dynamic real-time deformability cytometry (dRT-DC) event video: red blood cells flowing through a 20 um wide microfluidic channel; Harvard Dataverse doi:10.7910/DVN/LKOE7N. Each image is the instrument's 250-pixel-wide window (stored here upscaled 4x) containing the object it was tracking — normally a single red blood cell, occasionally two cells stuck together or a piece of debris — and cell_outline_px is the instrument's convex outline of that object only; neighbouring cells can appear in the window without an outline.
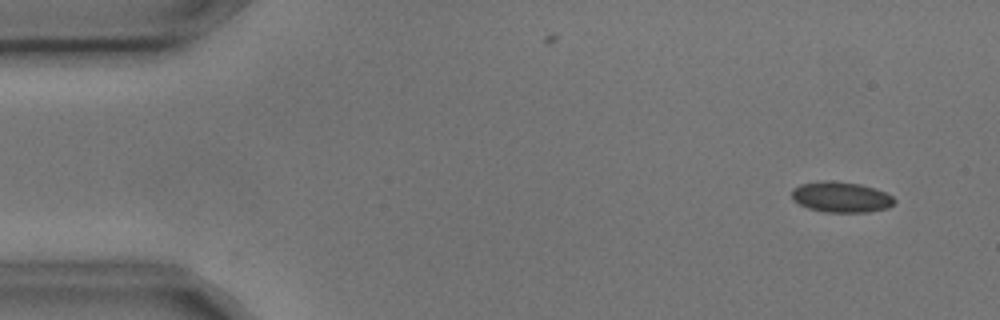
{"species": "common noctule bat (a hibernating species)", "species_latin": "Nyctalus noctula", "temperature_condition": "cold", "stored_images_in_passage": 4, "camera_frame_rate_fps": 3000, "um_per_image_px": 0.085, "animal": {"sex": "male", "body_mass_g": 17.9, "forearm_length_mm": 54.2}, "frame": {"image": 1, "passage_image": 1, "time_ms": 0.0, "image_size_px": [1000, 320], "cell_outline_px": [[896, 200], [888, 208], [868, 212], [824, 212], [808, 208], [792, 200], [792, 188], [800, 184], [824, 180], [832, 180], [860, 184], [884, 192], [892, 196]], "centroid_in_image_um": [71.46, 16.75], "position_along_channel_um": 13.5, "area_um2": 18.32}}